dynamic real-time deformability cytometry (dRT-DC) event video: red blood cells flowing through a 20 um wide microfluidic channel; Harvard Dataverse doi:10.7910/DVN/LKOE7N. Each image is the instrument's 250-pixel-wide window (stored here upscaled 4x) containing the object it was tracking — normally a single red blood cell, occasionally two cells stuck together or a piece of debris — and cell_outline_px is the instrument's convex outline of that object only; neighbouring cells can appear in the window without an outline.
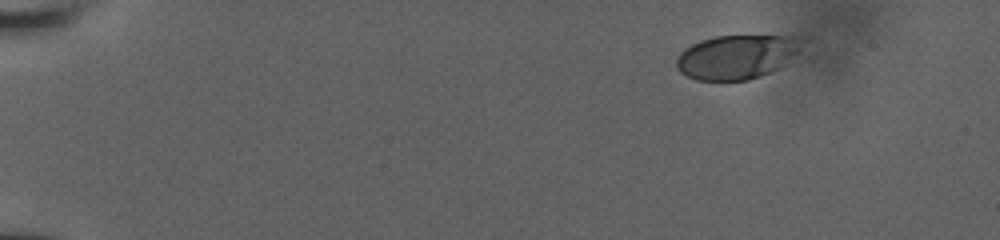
{"species": "human", "species_latin": "Homo sapiens", "temperature_condition": "room temperature", "stored_images_in_passage": 49, "camera_frame_rate_fps": 3000, "um_per_image_px": 0.085, "donor": {"sex": "male"}, "frame": {"image": 1, "passage_image": 1, "time_ms": 0.0, "image_size_px": [1000, 240], "cell_outline_px": [[796, 52], [776, 68], [760, 76], [748, 80], [696, 80], [680, 72], [676, 68], [676, 56], [684, 48], [700, 40], [716, 36], [788, 36], [796, 48]], "centroid_in_image_um": [62.39, 4.86], "position_along_channel_um": 22.6, "area_um2": 30.98}}
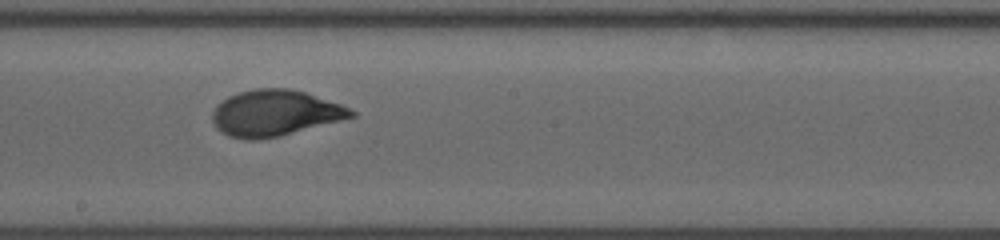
{"frame": {"image": 2, "passage_image": 27, "time_ms": 8.667, "image_size_px": [1000, 240], "cell_outline_px": [[356, 116], [276, 136], [256, 140], [248, 140], [228, 136], [220, 132], [216, 128], [212, 120], [212, 112], [216, 104], [228, 96], [240, 92], [256, 88], [288, 88], [304, 92], [340, 104], [356, 112]], "centroid_in_image_um": [23.3, 9.6], "position_along_channel_um": 224.9, "area_um2": 36.82}}
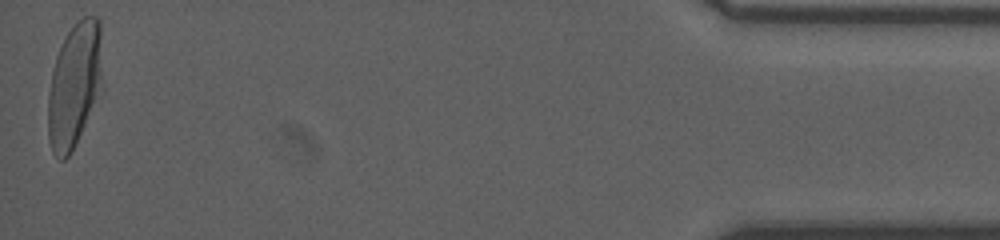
{"frame": {"image": 3, "passage_image": 49, "time_ms": 16.0, "image_size_px": [1000, 240], "cell_outline_px": [[100, 76], [84, 124], [72, 152], [64, 160], [60, 160], [52, 152], [48, 136], [48, 96], [52, 72], [56, 56], [68, 32], [84, 16], [96, 16], [100, 20]], "centroid_in_image_um": [6.25, 7.23], "position_along_channel_um": 429.0, "area_um2": 37.57}, "authors_computed_cell_mechanics": {"area_um2": 36.0672, "velocity_mm_per_s": 3.8809, "shape_relaxation_time_tau1_ms": 4.2017, "shape_relaxation_time_tau2_ms": null, "deformation_change_tau1": 0.1862, "deformation_change_tau2": null}}